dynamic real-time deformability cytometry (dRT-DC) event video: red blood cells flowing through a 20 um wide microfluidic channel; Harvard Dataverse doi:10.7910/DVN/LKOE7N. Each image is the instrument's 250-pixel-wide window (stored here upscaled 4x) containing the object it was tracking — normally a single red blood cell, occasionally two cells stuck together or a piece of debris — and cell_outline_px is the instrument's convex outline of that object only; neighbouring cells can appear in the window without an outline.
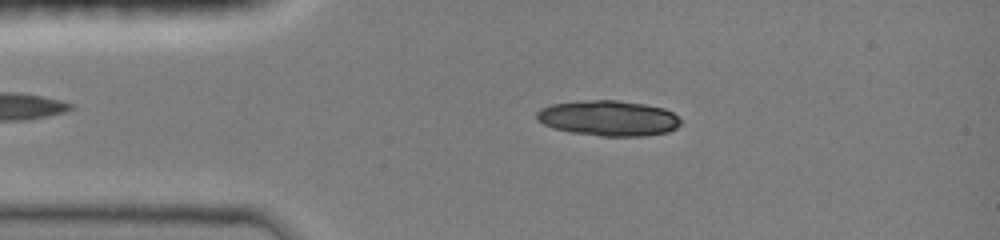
{"species": "common noctule bat (a hibernating species)", "species_latin": "Nyctalus noctula", "temperature_condition": "room temperature", "stored_images_in_passage": 25, "camera_frame_rate_fps": 3000, "um_per_image_px": 0.085, "animal": {"sex": "female", "body_mass_g": 19.0, "forearm_length_mm": 51.5}, "frame": {"image": 1, "passage_image": 9, "time_ms": 2.667, "image_size_px": [1000, 240], "cell_outline_px": [[680, 124], [676, 128], [668, 132], [644, 136], [600, 136], [572, 132], [552, 128], [536, 120], [536, 112], [540, 108], [552, 104], [580, 100], [616, 100], [644, 104], [664, 108], [672, 112], [680, 120]], "centroid_in_image_um": [51.69, 10.04], "position_along_channel_um": 33.3, "area_um2": 29.82}}